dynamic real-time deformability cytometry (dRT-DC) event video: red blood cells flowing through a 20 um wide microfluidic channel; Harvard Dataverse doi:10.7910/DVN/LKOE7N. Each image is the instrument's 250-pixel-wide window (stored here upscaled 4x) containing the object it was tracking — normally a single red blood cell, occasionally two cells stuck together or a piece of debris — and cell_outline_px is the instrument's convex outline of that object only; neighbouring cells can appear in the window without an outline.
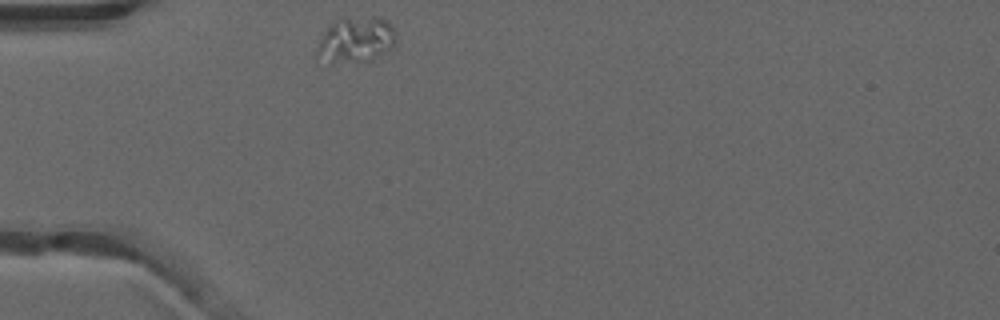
{"species": "common noctule bat (a hibernating species)", "species_latin": "Nyctalus noctula", "temperature_condition": "warm", "stored_images_in_passage": 30, "camera_frame_rate_fps": 3000, "um_per_image_px": 0.085, "animal": {"sex": "male", "forearm_length_mm": 52.5}, "frame": {"image": 1, "passage_image": 1, "time_ms": 0.0, "image_size_px": [1000, 320], "cell_outline_px": [[396, 40], [392, 48], [372, 60], [332, 64], [316, 52], [316, 48], [320, 36], [328, 24], [332, 20], [340, 16], [380, 16], [388, 20], [392, 24], [396, 32]], "centroid_in_image_um": [30.26, 3.32], "position_along_channel_um": 54.7, "area_um2": 21.96}}
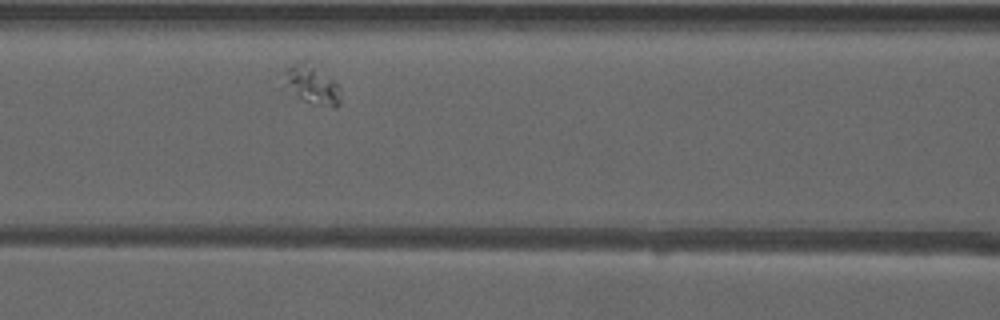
{"frame": {"image": 2, "passage_image": 9, "time_ms": 2.667, "image_size_px": [1000, 320], "cell_outline_px": [[340, 104], [336, 108], [332, 108], [312, 104], [304, 100], [284, 84], [284, 72], [292, 64], [300, 64], [312, 68], [332, 80], [340, 88]], "centroid_in_image_um": [26.55, 7.32], "position_along_channel_um": 140.0, "area_um2": 11.79}}
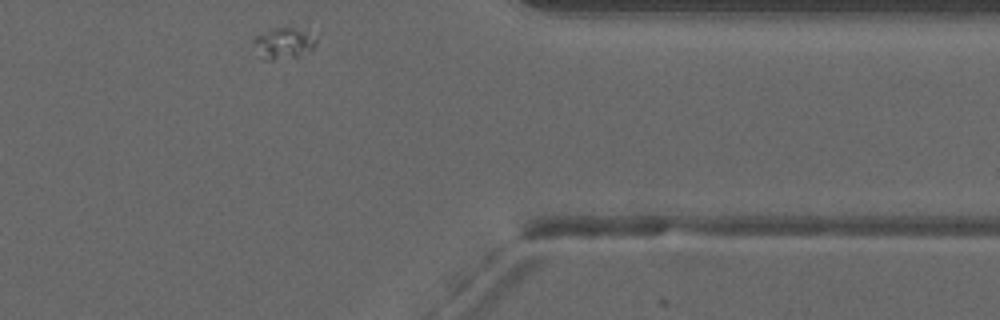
{"frame": {"image": 3, "passage_image": 30, "time_ms": 9.667, "image_size_px": [1000, 320], "cell_outline_px": [[320, 32], [316, 44], [312, 48], [296, 56], [272, 60], [264, 60], [252, 40], [256, 36], [276, 28], [320, 28]], "centroid_in_image_um": [24.3, 3.6], "position_along_channel_um": 387.1, "area_um2": 11.68}}